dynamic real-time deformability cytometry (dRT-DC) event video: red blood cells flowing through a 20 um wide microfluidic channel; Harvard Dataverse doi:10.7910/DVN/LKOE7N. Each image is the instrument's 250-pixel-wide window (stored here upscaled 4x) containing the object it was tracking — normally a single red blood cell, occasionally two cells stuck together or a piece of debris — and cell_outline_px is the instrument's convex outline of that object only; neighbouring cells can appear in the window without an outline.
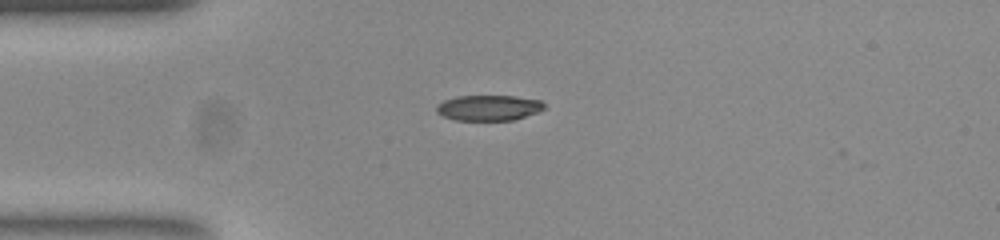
{"species": "common noctule bat (a hibernating species)", "species_latin": "Nyctalus noctula", "temperature_condition": "room temperature", "stored_images_in_passage": 3, "camera_frame_rate_fps": 3000, "um_per_image_px": 0.085, "animal": {"sex": "female", "body_mass_g": 23.0, "forearm_length_mm": 53.4}, "frame": {"image": 1, "passage_image": 1, "time_ms": 0.0, "image_size_px": [1000, 240], "cell_outline_px": [[544, 108], [536, 112], [512, 120], [456, 120], [444, 116], [436, 112], [436, 104], [444, 100], [456, 96], [512, 96], [540, 100], [544, 104]], "centroid_in_image_um": [41.48, 9.16], "position_along_channel_um": 43.5, "area_um2": 15.84}}